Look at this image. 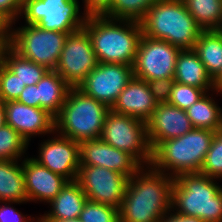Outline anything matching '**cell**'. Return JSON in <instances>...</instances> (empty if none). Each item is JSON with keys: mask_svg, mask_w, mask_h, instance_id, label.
I'll use <instances>...</instances> for the list:
<instances>
[{"mask_svg": "<svg viewBox=\"0 0 222 222\" xmlns=\"http://www.w3.org/2000/svg\"><path fill=\"white\" fill-rule=\"evenodd\" d=\"M133 76L131 65L98 63L77 88L111 108Z\"/></svg>", "mask_w": 222, "mask_h": 222, "instance_id": "4fadbf2b", "label": "cell"}, {"mask_svg": "<svg viewBox=\"0 0 222 222\" xmlns=\"http://www.w3.org/2000/svg\"><path fill=\"white\" fill-rule=\"evenodd\" d=\"M0 60L26 86L37 84L49 71L46 67L21 56L10 45L0 51Z\"/></svg>", "mask_w": 222, "mask_h": 222, "instance_id": "484cf974", "label": "cell"}, {"mask_svg": "<svg viewBox=\"0 0 222 222\" xmlns=\"http://www.w3.org/2000/svg\"><path fill=\"white\" fill-rule=\"evenodd\" d=\"M214 82V91L217 95L222 94V70L220 73L213 79Z\"/></svg>", "mask_w": 222, "mask_h": 222, "instance_id": "60d3db41", "label": "cell"}, {"mask_svg": "<svg viewBox=\"0 0 222 222\" xmlns=\"http://www.w3.org/2000/svg\"><path fill=\"white\" fill-rule=\"evenodd\" d=\"M159 222H205V221L198 217L178 214L171 209L170 211H167L163 215V217L160 219Z\"/></svg>", "mask_w": 222, "mask_h": 222, "instance_id": "ab89813d", "label": "cell"}, {"mask_svg": "<svg viewBox=\"0 0 222 222\" xmlns=\"http://www.w3.org/2000/svg\"><path fill=\"white\" fill-rule=\"evenodd\" d=\"M98 65L91 39L82 27L69 33L55 71L71 86L78 85Z\"/></svg>", "mask_w": 222, "mask_h": 222, "instance_id": "30bf717a", "label": "cell"}, {"mask_svg": "<svg viewBox=\"0 0 222 222\" xmlns=\"http://www.w3.org/2000/svg\"><path fill=\"white\" fill-rule=\"evenodd\" d=\"M83 28L91 39L98 63L133 66L143 36L140 22L90 16Z\"/></svg>", "mask_w": 222, "mask_h": 222, "instance_id": "7a4b0ae2", "label": "cell"}, {"mask_svg": "<svg viewBox=\"0 0 222 222\" xmlns=\"http://www.w3.org/2000/svg\"><path fill=\"white\" fill-rule=\"evenodd\" d=\"M150 92L157 103L169 101L172 87L175 83L174 78H160L147 81Z\"/></svg>", "mask_w": 222, "mask_h": 222, "instance_id": "836d02e7", "label": "cell"}, {"mask_svg": "<svg viewBox=\"0 0 222 222\" xmlns=\"http://www.w3.org/2000/svg\"><path fill=\"white\" fill-rule=\"evenodd\" d=\"M203 31L222 30V0H183Z\"/></svg>", "mask_w": 222, "mask_h": 222, "instance_id": "4316f807", "label": "cell"}, {"mask_svg": "<svg viewBox=\"0 0 222 222\" xmlns=\"http://www.w3.org/2000/svg\"><path fill=\"white\" fill-rule=\"evenodd\" d=\"M16 101L27 106L39 108L37 84L25 86L24 90L21 92Z\"/></svg>", "mask_w": 222, "mask_h": 222, "instance_id": "74e56055", "label": "cell"}, {"mask_svg": "<svg viewBox=\"0 0 222 222\" xmlns=\"http://www.w3.org/2000/svg\"><path fill=\"white\" fill-rule=\"evenodd\" d=\"M39 222H82L79 218L75 219H39Z\"/></svg>", "mask_w": 222, "mask_h": 222, "instance_id": "b9f144b4", "label": "cell"}, {"mask_svg": "<svg viewBox=\"0 0 222 222\" xmlns=\"http://www.w3.org/2000/svg\"><path fill=\"white\" fill-rule=\"evenodd\" d=\"M156 105L157 102L150 92L147 81L133 76L110 110L146 122L153 114Z\"/></svg>", "mask_w": 222, "mask_h": 222, "instance_id": "d6986e66", "label": "cell"}, {"mask_svg": "<svg viewBox=\"0 0 222 222\" xmlns=\"http://www.w3.org/2000/svg\"><path fill=\"white\" fill-rule=\"evenodd\" d=\"M6 124L4 102L0 100V127Z\"/></svg>", "mask_w": 222, "mask_h": 222, "instance_id": "7bdbcfd3", "label": "cell"}, {"mask_svg": "<svg viewBox=\"0 0 222 222\" xmlns=\"http://www.w3.org/2000/svg\"><path fill=\"white\" fill-rule=\"evenodd\" d=\"M21 160H0V202L27 203Z\"/></svg>", "mask_w": 222, "mask_h": 222, "instance_id": "7402d4cb", "label": "cell"}, {"mask_svg": "<svg viewBox=\"0 0 222 222\" xmlns=\"http://www.w3.org/2000/svg\"><path fill=\"white\" fill-rule=\"evenodd\" d=\"M193 50L214 79L222 70V30L203 31Z\"/></svg>", "mask_w": 222, "mask_h": 222, "instance_id": "cb8c5ba5", "label": "cell"}, {"mask_svg": "<svg viewBox=\"0 0 222 222\" xmlns=\"http://www.w3.org/2000/svg\"><path fill=\"white\" fill-rule=\"evenodd\" d=\"M12 204H21V202H0V222H39V217L23 215L20 210L11 206Z\"/></svg>", "mask_w": 222, "mask_h": 222, "instance_id": "e575fe53", "label": "cell"}, {"mask_svg": "<svg viewBox=\"0 0 222 222\" xmlns=\"http://www.w3.org/2000/svg\"><path fill=\"white\" fill-rule=\"evenodd\" d=\"M157 0H113L110 10L104 15L109 19L140 22L148 9Z\"/></svg>", "mask_w": 222, "mask_h": 222, "instance_id": "83f0119b", "label": "cell"}, {"mask_svg": "<svg viewBox=\"0 0 222 222\" xmlns=\"http://www.w3.org/2000/svg\"><path fill=\"white\" fill-rule=\"evenodd\" d=\"M128 180L125 175L105 167L80 165L76 181L89 201L119 209Z\"/></svg>", "mask_w": 222, "mask_h": 222, "instance_id": "7c38bea8", "label": "cell"}, {"mask_svg": "<svg viewBox=\"0 0 222 222\" xmlns=\"http://www.w3.org/2000/svg\"><path fill=\"white\" fill-rule=\"evenodd\" d=\"M22 161L28 202L50 203L68 182L62 175L40 165L32 157Z\"/></svg>", "mask_w": 222, "mask_h": 222, "instance_id": "ac0fdd59", "label": "cell"}, {"mask_svg": "<svg viewBox=\"0 0 222 222\" xmlns=\"http://www.w3.org/2000/svg\"><path fill=\"white\" fill-rule=\"evenodd\" d=\"M25 86V83H22L18 76L0 60V100L4 103L17 100Z\"/></svg>", "mask_w": 222, "mask_h": 222, "instance_id": "1f68e13d", "label": "cell"}, {"mask_svg": "<svg viewBox=\"0 0 222 222\" xmlns=\"http://www.w3.org/2000/svg\"><path fill=\"white\" fill-rule=\"evenodd\" d=\"M67 32L41 29L36 24L12 28L10 46L21 56L49 70H55Z\"/></svg>", "mask_w": 222, "mask_h": 222, "instance_id": "52a82bcc", "label": "cell"}, {"mask_svg": "<svg viewBox=\"0 0 222 222\" xmlns=\"http://www.w3.org/2000/svg\"><path fill=\"white\" fill-rule=\"evenodd\" d=\"M200 173L217 180L222 178V128L216 131Z\"/></svg>", "mask_w": 222, "mask_h": 222, "instance_id": "f546056e", "label": "cell"}, {"mask_svg": "<svg viewBox=\"0 0 222 222\" xmlns=\"http://www.w3.org/2000/svg\"><path fill=\"white\" fill-rule=\"evenodd\" d=\"M109 111L106 104L84 94L77 87H71L65 103L54 116V132L78 142L100 139Z\"/></svg>", "mask_w": 222, "mask_h": 222, "instance_id": "8992f818", "label": "cell"}, {"mask_svg": "<svg viewBox=\"0 0 222 222\" xmlns=\"http://www.w3.org/2000/svg\"><path fill=\"white\" fill-rule=\"evenodd\" d=\"M79 219L82 222H120L119 209L87 200Z\"/></svg>", "mask_w": 222, "mask_h": 222, "instance_id": "4dcf8cb0", "label": "cell"}, {"mask_svg": "<svg viewBox=\"0 0 222 222\" xmlns=\"http://www.w3.org/2000/svg\"><path fill=\"white\" fill-rule=\"evenodd\" d=\"M147 136L152 151L162 142L178 138L193 129L186 111L168 102L157 103L146 121Z\"/></svg>", "mask_w": 222, "mask_h": 222, "instance_id": "2e32d148", "label": "cell"}, {"mask_svg": "<svg viewBox=\"0 0 222 222\" xmlns=\"http://www.w3.org/2000/svg\"><path fill=\"white\" fill-rule=\"evenodd\" d=\"M142 34L164 40L180 50L194 49L203 32L183 0H157L140 21Z\"/></svg>", "mask_w": 222, "mask_h": 222, "instance_id": "3957f363", "label": "cell"}, {"mask_svg": "<svg viewBox=\"0 0 222 222\" xmlns=\"http://www.w3.org/2000/svg\"><path fill=\"white\" fill-rule=\"evenodd\" d=\"M174 178L142 166L129 180L119 208L120 222H159L171 210Z\"/></svg>", "mask_w": 222, "mask_h": 222, "instance_id": "6da1fadb", "label": "cell"}, {"mask_svg": "<svg viewBox=\"0 0 222 222\" xmlns=\"http://www.w3.org/2000/svg\"><path fill=\"white\" fill-rule=\"evenodd\" d=\"M28 145L27 140L11 126L0 127V160H22Z\"/></svg>", "mask_w": 222, "mask_h": 222, "instance_id": "f1b7e54d", "label": "cell"}, {"mask_svg": "<svg viewBox=\"0 0 222 222\" xmlns=\"http://www.w3.org/2000/svg\"><path fill=\"white\" fill-rule=\"evenodd\" d=\"M216 180L200 172L178 175L172 186L171 209L205 222H222V186Z\"/></svg>", "mask_w": 222, "mask_h": 222, "instance_id": "277c9868", "label": "cell"}, {"mask_svg": "<svg viewBox=\"0 0 222 222\" xmlns=\"http://www.w3.org/2000/svg\"><path fill=\"white\" fill-rule=\"evenodd\" d=\"M206 93L205 89L175 82L168 103L186 111Z\"/></svg>", "mask_w": 222, "mask_h": 222, "instance_id": "d6a6232c", "label": "cell"}, {"mask_svg": "<svg viewBox=\"0 0 222 222\" xmlns=\"http://www.w3.org/2000/svg\"><path fill=\"white\" fill-rule=\"evenodd\" d=\"M173 78L181 84L214 91L213 79L193 49L179 52Z\"/></svg>", "mask_w": 222, "mask_h": 222, "instance_id": "44dd1931", "label": "cell"}, {"mask_svg": "<svg viewBox=\"0 0 222 222\" xmlns=\"http://www.w3.org/2000/svg\"><path fill=\"white\" fill-rule=\"evenodd\" d=\"M80 145V165L100 166L116 171L130 179L142 165L129 153L101 139L83 140Z\"/></svg>", "mask_w": 222, "mask_h": 222, "instance_id": "9a60e30c", "label": "cell"}, {"mask_svg": "<svg viewBox=\"0 0 222 222\" xmlns=\"http://www.w3.org/2000/svg\"><path fill=\"white\" fill-rule=\"evenodd\" d=\"M71 86L55 71L49 70L37 83L39 108L55 116L65 103Z\"/></svg>", "mask_w": 222, "mask_h": 222, "instance_id": "603a6c76", "label": "cell"}, {"mask_svg": "<svg viewBox=\"0 0 222 222\" xmlns=\"http://www.w3.org/2000/svg\"><path fill=\"white\" fill-rule=\"evenodd\" d=\"M212 95L213 93L207 92L186 110L193 128L212 131L222 128V108L215 102Z\"/></svg>", "mask_w": 222, "mask_h": 222, "instance_id": "d4e9b609", "label": "cell"}, {"mask_svg": "<svg viewBox=\"0 0 222 222\" xmlns=\"http://www.w3.org/2000/svg\"><path fill=\"white\" fill-rule=\"evenodd\" d=\"M12 23L0 13V50L10 45Z\"/></svg>", "mask_w": 222, "mask_h": 222, "instance_id": "f35d334b", "label": "cell"}, {"mask_svg": "<svg viewBox=\"0 0 222 222\" xmlns=\"http://www.w3.org/2000/svg\"><path fill=\"white\" fill-rule=\"evenodd\" d=\"M180 51L178 47L164 40L143 35L133 64L134 77L145 81L173 78Z\"/></svg>", "mask_w": 222, "mask_h": 222, "instance_id": "8fae6325", "label": "cell"}, {"mask_svg": "<svg viewBox=\"0 0 222 222\" xmlns=\"http://www.w3.org/2000/svg\"><path fill=\"white\" fill-rule=\"evenodd\" d=\"M23 1L24 0H0V13L12 23V27L16 21L20 19Z\"/></svg>", "mask_w": 222, "mask_h": 222, "instance_id": "d590c367", "label": "cell"}, {"mask_svg": "<svg viewBox=\"0 0 222 222\" xmlns=\"http://www.w3.org/2000/svg\"><path fill=\"white\" fill-rule=\"evenodd\" d=\"M80 9L78 0H24L20 18L25 24L69 34L85 24L87 16Z\"/></svg>", "mask_w": 222, "mask_h": 222, "instance_id": "9c48e42d", "label": "cell"}, {"mask_svg": "<svg viewBox=\"0 0 222 222\" xmlns=\"http://www.w3.org/2000/svg\"><path fill=\"white\" fill-rule=\"evenodd\" d=\"M84 13L87 17L104 16L111 7L113 0H82Z\"/></svg>", "mask_w": 222, "mask_h": 222, "instance_id": "8d00e7d4", "label": "cell"}, {"mask_svg": "<svg viewBox=\"0 0 222 222\" xmlns=\"http://www.w3.org/2000/svg\"><path fill=\"white\" fill-rule=\"evenodd\" d=\"M216 131L193 128L178 138L162 141L152 151L151 166L172 178L201 171Z\"/></svg>", "mask_w": 222, "mask_h": 222, "instance_id": "5b68a950", "label": "cell"}, {"mask_svg": "<svg viewBox=\"0 0 222 222\" xmlns=\"http://www.w3.org/2000/svg\"><path fill=\"white\" fill-rule=\"evenodd\" d=\"M52 135L54 137L40 143L39 155L32 158L68 181H76L80 167L79 142L55 132Z\"/></svg>", "mask_w": 222, "mask_h": 222, "instance_id": "5bb4252c", "label": "cell"}, {"mask_svg": "<svg viewBox=\"0 0 222 222\" xmlns=\"http://www.w3.org/2000/svg\"><path fill=\"white\" fill-rule=\"evenodd\" d=\"M6 125L11 126L27 142L32 137L54 133V116L47 110L15 101L4 103Z\"/></svg>", "mask_w": 222, "mask_h": 222, "instance_id": "e0dca14e", "label": "cell"}, {"mask_svg": "<svg viewBox=\"0 0 222 222\" xmlns=\"http://www.w3.org/2000/svg\"><path fill=\"white\" fill-rule=\"evenodd\" d=\"M100 139L129 153L142 166H150L152 163V149L148 141L146 122L138 118L110 110L104 119Z\"/></svg>", "mask_w": 222, "mask_h": 222, "instance_id": "ba28073f", "label": "cell"}, {"mask_svg": "<svg viewBox=\"0 0 222 222\" xmlns=\"http://www.w3.org/2000/svg\"><path fill=\"white\" fill-rule=\"evenodd\" d=\"M87 196L77 181H68L56 197L48 203L50 209L39 219H75L79 218Z\"/></svg>", "mask_w": 222, "mask_h": 222, "instance_id": "ffe728a7", "label": "cell"}]
</instances>
